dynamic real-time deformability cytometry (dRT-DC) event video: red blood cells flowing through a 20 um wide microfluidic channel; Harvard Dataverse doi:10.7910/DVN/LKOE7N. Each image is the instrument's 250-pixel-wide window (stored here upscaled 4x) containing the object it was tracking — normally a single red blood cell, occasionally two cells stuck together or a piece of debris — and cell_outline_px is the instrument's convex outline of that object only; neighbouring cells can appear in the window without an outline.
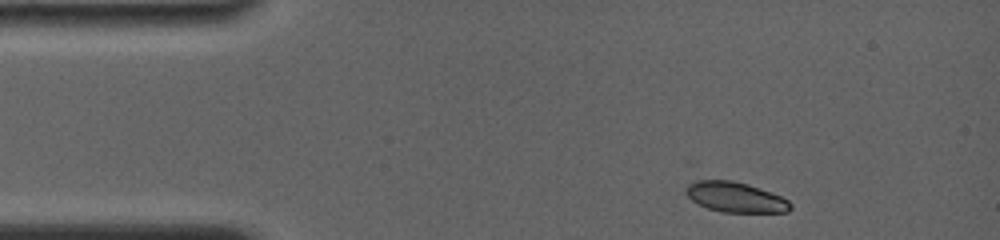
{"species": "common noctule bat (a hibernating species)", "species_latin": "Nyctalus noctula", "temperature_condition": "room temperature", "stored_images_in_passage": 31, "camera_frame_rate_fps": 4000, "um_per_image_px": 0.085, "animal": {"sex": "female", "body_mass_g": 19.0, "forearm_length_mm": 56.7}, "frame": {"image": 1, "passage_image": 1, "time_ms": 0.0, "image_size_px": [1000, 240], "cell_outline_px": [[792, 208], [788, 212], [720, 212], [708, 208], [692, 200], [684, 192], [684, 188], [688, 184], [700, 176], [732, 180], [748, 184], [780, 196], [788, 200], [792, 204]], "centroid_in_image_um": [62.42, 16.71], "position_along_channel_um": 22.6, "area_um2": 18.96}}
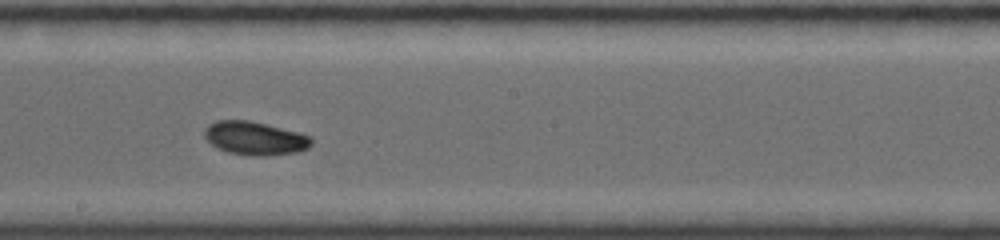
{"frame": {"image": 2, "passage_image": 17, "time_ms": 7.0, "image_size_px": [1000, 240], "cell_outline_px": [[312, 144], [308, 148], [296, 152], [264, 156], [256, 156], [228, 152], [216, 148], [204, 136], [204, 128], [208, 124], [216, 120], [248, 120], [312, 136]], "centroid_in_image_um": [21.64, 11.75], "position_along_channel_um": 226.6, "area_um2": 20.69}}
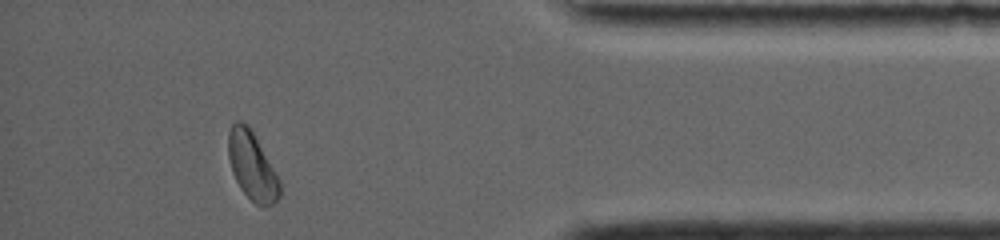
{"frame": {"image": 3, "passage_image": 30, "time_ms": 12.5, "image_size_px": [1000, 240], "cell_outline_px": [[280, 196], [272, 204], [264, 208], [256, 204], [240, 188], [232, 172], [228, 156], [228, 132], [232, 124], [236, 120], [240, 120], [248, 124], [280, 180]], "centroid_in_image_um": [21.41, 14.1], "position_along_channel_um": 413.8, "area_um2": 20.29}, "authors_computed_cell_mechanics": {"area_um2": 19.941, "velocity_mm_per_s": 3.8362, "shape_relaxation_time_tau1_ms": 3.7596, "shape_relaxation_time_tau2_ms": null, "deformation_change_tau1": 0.1011, "deformation_change_tau2": null}}